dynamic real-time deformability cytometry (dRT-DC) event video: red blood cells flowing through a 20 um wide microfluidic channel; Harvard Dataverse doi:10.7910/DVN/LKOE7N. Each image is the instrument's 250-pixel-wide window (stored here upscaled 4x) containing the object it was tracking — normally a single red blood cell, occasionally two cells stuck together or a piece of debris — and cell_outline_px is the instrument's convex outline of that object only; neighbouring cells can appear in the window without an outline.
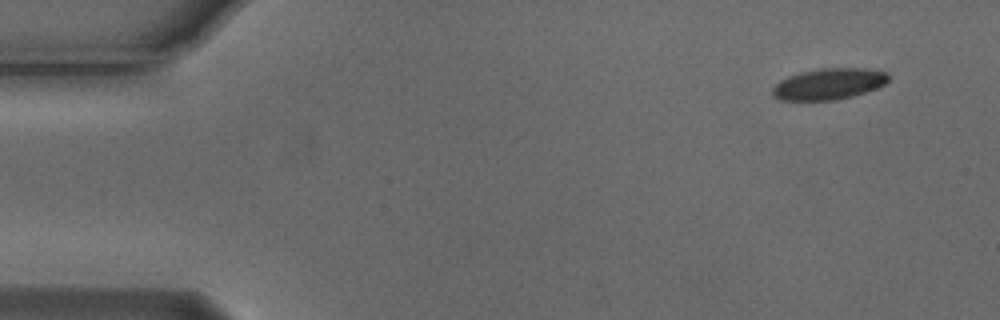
{"species": "Egyptian fruit bat (a non-hibernating species)", "species_latin": "Rousettus aegyptiacus", "temperature_condition": "cold", "stored_images_in_passage": 4, "camera_frame_rate_fps": 3000, "um_per_image_px": 0.085, "animal": {"sex": "male"}, "frame": {"image": 1, "passage_image": 1, "time_ms": 0.0, "image_size_px": [1000, 320], "cell_outline_px": [[888, 80], [884, 84], [876, 88], [852, 96], [836, 100], [780, 100], [772, 96], [772, 88], [780, 80], [788, 76], [800, 72], [820, 68], [868, 68], [888, 72]], "centroid_in_image_um": [70.43, 7.13], "position_along_channel_um": 14.6, "area_um2": 21.15}}
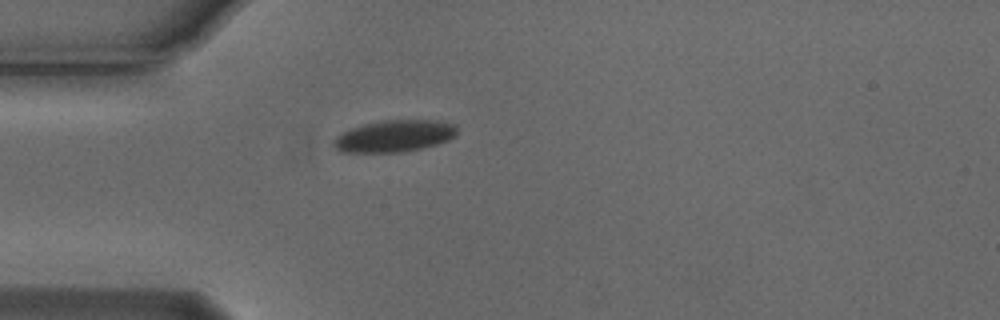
{"frame": {"image": 2, "passage_image": 4, "time_ms": 1.0, "image_size_px": [1000, 320], "cell_outline_px": [[456, 136], [448, 140], [436, 144], [404, 152], [340, 152], [332, 144], [332, 140], [336, 136], [352, 128], [364, 124], [380, 120], [436, 120], [456, 124]], "centroid_in_image_um": [33.51, 11.56], "position_along_channel_um": 51.5, "area_um2": 22.89}}